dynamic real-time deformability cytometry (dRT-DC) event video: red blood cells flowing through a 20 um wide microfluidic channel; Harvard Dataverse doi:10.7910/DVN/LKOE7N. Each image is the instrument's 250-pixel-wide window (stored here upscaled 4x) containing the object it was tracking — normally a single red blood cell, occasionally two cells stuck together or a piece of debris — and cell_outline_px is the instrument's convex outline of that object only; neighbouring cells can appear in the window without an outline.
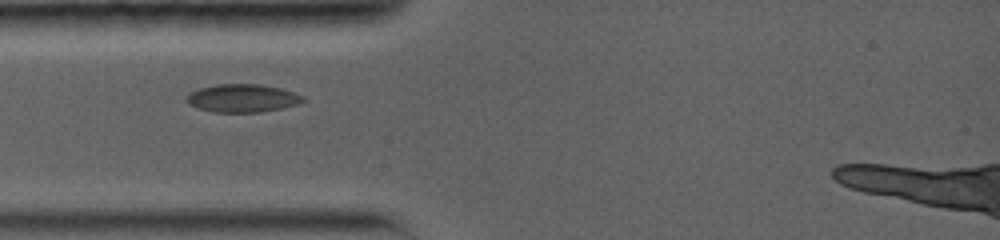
{"species": "common noctule bat (a hibernating species)", "species_latin": "Nyctalus noctula", "temperature_condition": "warm", "stored_images_in_passage": 15, "camera_frame_rate_fps": 5000, "um_per_image_px": 0.085, "animal": {"sex": "female", "body_mass_g": 19.0, "forearm_length_mm": 56.7}, "frame": {"image": 1, "passage_image": 1, "time_ms": 0.0, "image_size_px": [1000, 240], "cell_outline_px": [[304, 100], [296, 104], [280, 108], [260, 112], [216, 112], [196, 108], [188, 104], [184, 100], [192, 92], [200, 88], [216, 84], [260, 84], [280, 88], [304, 96]], "centroid_in_image_um": [20.57, 8.34], "position_along_channel_um": 64.4, "area_um2": 18.84}}
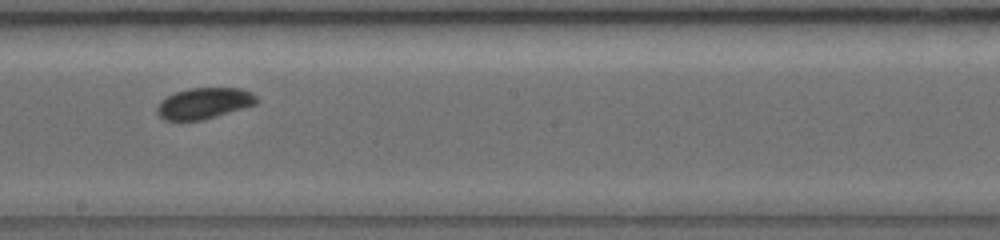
{"frame": {"image": 2, "passage_image": 6, "time_ms": 4.4, "image_size_px": [1000, 240], "cell_outline_px": [[260, 100], [256, 104], [200, 120], [164, 120], [156, 112], [156, 108], [160, 100], [176, 92], [188, 88], [240, 88], [252, 92]], "centroid_in_image_um": [17.33, 8.76], "position_along_channel_um": 230.9, "area_um2": 17.86}}
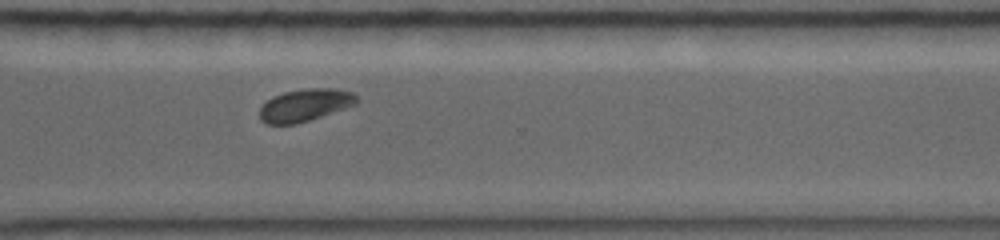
{"frame": {"image": 3, "passage_image": 10, "time_ms": 7.4, "image_size_px": [1000, 240], "cell_outline_px": [[360, 100], [356, 104], [296, 124], [268, 124], [260, 120], [260, 108], [272, 96], [284, 92], [308, 88], [336, 88], [352, 92]], "centroid_in_image_um": [25.93, 8.92], "position_along_channel_um": 344.7, "area_um2": 18.15}}